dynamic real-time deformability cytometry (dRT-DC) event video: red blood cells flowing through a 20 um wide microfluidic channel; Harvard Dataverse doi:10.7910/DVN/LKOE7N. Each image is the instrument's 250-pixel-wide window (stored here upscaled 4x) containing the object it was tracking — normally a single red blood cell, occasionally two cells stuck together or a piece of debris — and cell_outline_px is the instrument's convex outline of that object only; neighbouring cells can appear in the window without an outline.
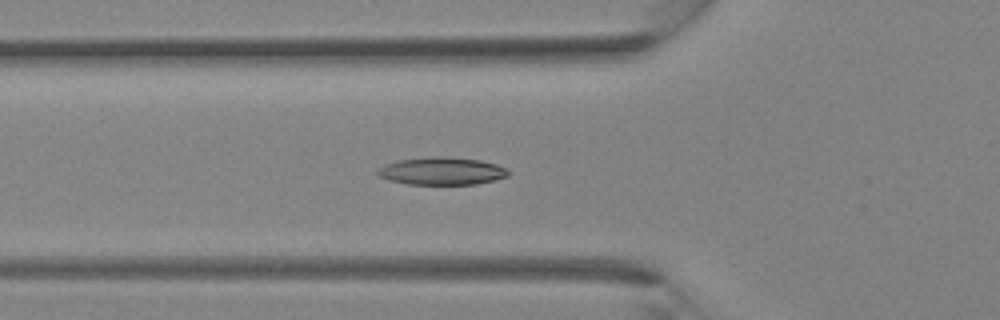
{"species": "Egyptian fruit bat (a non-hibernating species)", "species_latin": "Rousettus aegyptiacus", "temperature_condition": "room temperature", "stored_images_in_passage": 38, "segment_of_instrument_passage": [1, 2], "camera_frame_rate_fps": 3000, "um_per_image_px": 0.085, "animal": {"sex": "female"}, "frame": {"image": 1, "passage_image": 13, "time_ms": 4.0, "image_size_px": [1000, 320], "cell_outline_px": [[508, 176], [496, 180], [476, 184], [408, 184], [388, 180], [380, 176], [376, 172], [384, 164], [396, 160], [432, 156], [444, 156], [480, 160], [496, 164], [508, 168]], "centroid_in_image_um": [37.56, 14.53], "position_along_channel_um": 88.2, "area_um2": 21.15}}
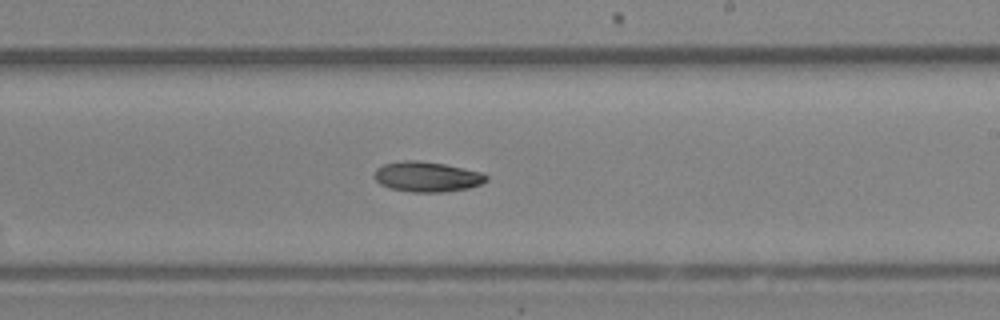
{"frame": {"image": 2, "passage_image": 22, "time_ms": 7.0, "image_size_px": [1000, 320], "cell_outline_px": [[488, 180], [480, 184], [468, 188], [444, 192], [412, 192], [388, 188], [380, 184], [372, 176], [376, 168], [384, 164], [404, 160], [420, 160], [444, 164], [484, 172], [488, 176]], "centroid_in_image_um": [36.29, 15.02], "position_along_channel_um": 252.7, "area_um2": 19.94}}
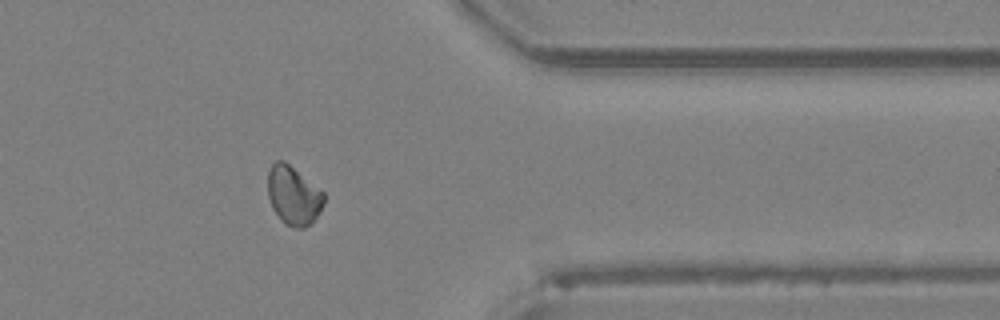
{"frame": {"image": 3, "passage_image": 30, "time_ms": 9.667, "image_size_px": [1000, 320], "cell_outline_px": [[324, 204], [320, 212], [304, 228], [296, 228], [280, 220], [272, 208], [268, 196], [268, 172], [272, 164], [276, 160], [284, 160], [324, 192]], "centroid_in_image_um": [24.93, 16.6], "position_along_channel_um": 386.5, "area_um2": 19.07}}